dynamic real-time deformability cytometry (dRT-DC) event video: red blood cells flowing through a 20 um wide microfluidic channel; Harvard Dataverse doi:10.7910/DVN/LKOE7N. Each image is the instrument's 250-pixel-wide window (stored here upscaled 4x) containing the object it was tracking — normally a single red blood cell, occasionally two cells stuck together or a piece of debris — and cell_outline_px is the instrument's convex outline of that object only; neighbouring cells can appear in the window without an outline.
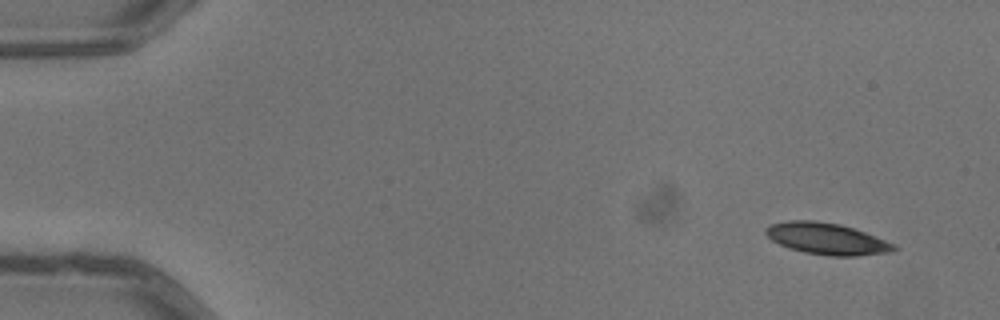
{"species": "common noctule bat (a hibernating species)", "species_latin": "Nyctalus noctula", "temperature_condition": "warm", "stored_images_in_passage": 3, "camera_frame_rate_fps": 3000, "um_per_image_px": 0.085, "animal": {"sex": "male", "body_mass_g": 13.3}, "frame": {"image": 1, "passage_image": 1, "time_ms": 0.0, "image_size_px": [1000, 320], "cell_outline_px": [[900, 248], [892, 252], [856, 256], [828, 256], [804, 252], [788, 248], [772, 240], [764, 232], [764, 228], [772, 224], [788, 220], [812, 220], [840, 224], [876, 236], [896, 244]], "centroid_in_image_um": [70.3, 20.3], "position_along_channel_um": 14.7, "area_um2": 23.7}}